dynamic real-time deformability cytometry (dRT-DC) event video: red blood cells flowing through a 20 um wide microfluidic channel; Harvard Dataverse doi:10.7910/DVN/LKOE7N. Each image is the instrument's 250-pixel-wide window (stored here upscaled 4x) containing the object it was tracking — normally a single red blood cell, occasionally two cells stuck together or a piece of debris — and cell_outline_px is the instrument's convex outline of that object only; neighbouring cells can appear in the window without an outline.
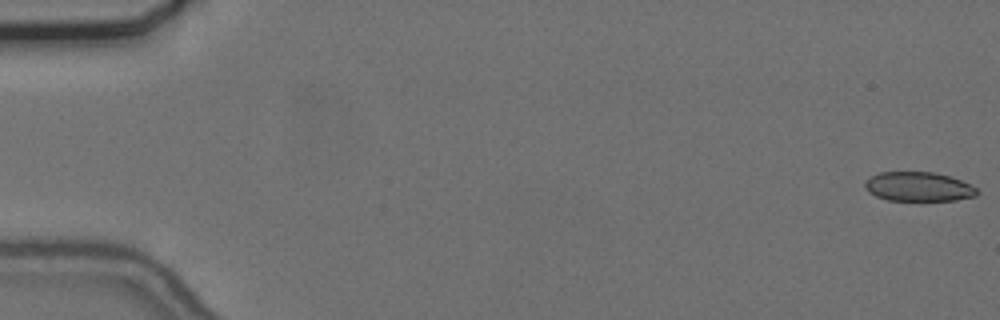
{"species": "common noctule bat (a hibernating species)", "species_latin": "Nyctalus noctula", "temperature_condition": "cold", "stored_images_in_passage": 56, "camera_frame_rate_fps": 3000, "um_per_image_px": 0.085, "animal": {"sex": "female", "body_mass_g": 24.6, "forearm_length_mm": 56.2}, "frame": {"image": 1, "passage_image": 1, "time_ms": 0.0, "image_size_px": [1000, 320], "cell_outline_px": [[976, 196], [956, 200], [888, 200], [876, 196], [868, 192], [864, 188], [864, 184], [872, 176], [880, 172], [936, 172], [952, 176], [976, 188]], "centroid_in_image_um": [78.06, 15.86], "position_along_channel_um": 6.9, "area_um2": 19.02}}
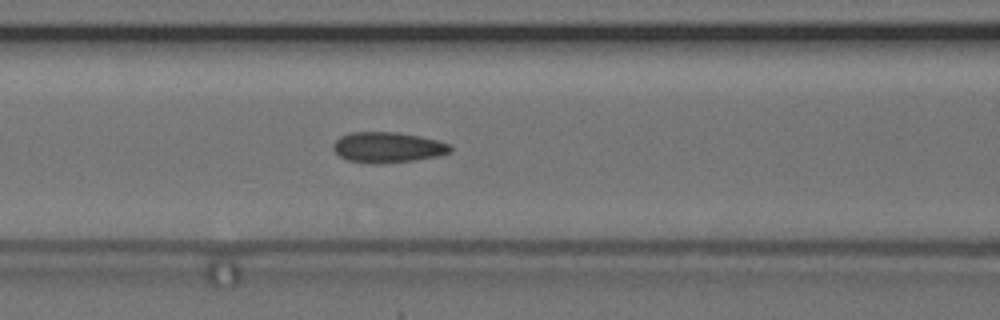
{"frame": {"image": 2, "passage_image": 24, "time_ms": 7.667, "image_size_px": [1000, 320], "cell_outline_px": [[452, 152], [436, 156], [416, 160], [348, 160], [340, 156], [332, 148], [332, 144], [340, 136], [352, 132], [396, 132], [420, 136], [452, 144]], "centroid_in_image_um": [33.0, 12.46], "position_along_channel_um": 133.6, "area_um2": 19.88}}
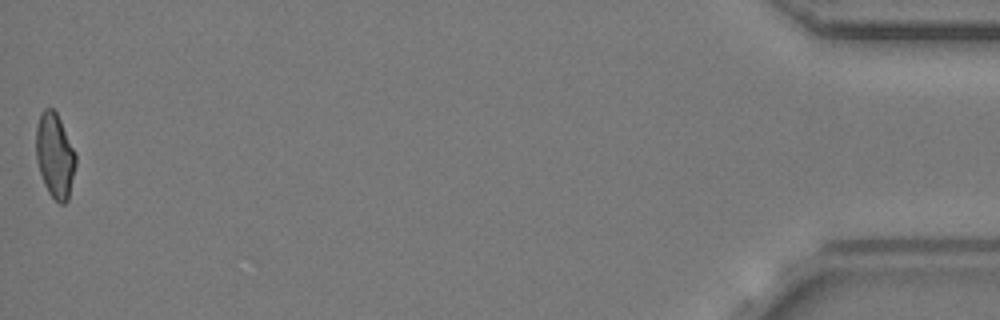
{"frame": {"image": 3, "passage_image": 56, "time_ms": 18.333, "image_size_px": [1000, 320], "cell_outline_px": [[76, 164], [68, 200], [64, 204], [60, 204], [48, 192], [44, 184], [36, 160], [36, 128], [40, 112], [44, 108], [52, 108], [56, 112], [76, 152]], "centroid_in_image_um": [4.66, 13.21], "position_along_channel_um": 430.5, "area_um2": 19.65}, "authors_computed_cell_mechanics": {"area_um2": 20.519, "velocity_mm_per_s": 3.6932, "shape_relaxation_time_tau1_ms": null, "shape_relaxation_time_tau2_ms": 3.1092, "deformation_change_tau1": null, "deformation_change_tau2": 0.0766}}